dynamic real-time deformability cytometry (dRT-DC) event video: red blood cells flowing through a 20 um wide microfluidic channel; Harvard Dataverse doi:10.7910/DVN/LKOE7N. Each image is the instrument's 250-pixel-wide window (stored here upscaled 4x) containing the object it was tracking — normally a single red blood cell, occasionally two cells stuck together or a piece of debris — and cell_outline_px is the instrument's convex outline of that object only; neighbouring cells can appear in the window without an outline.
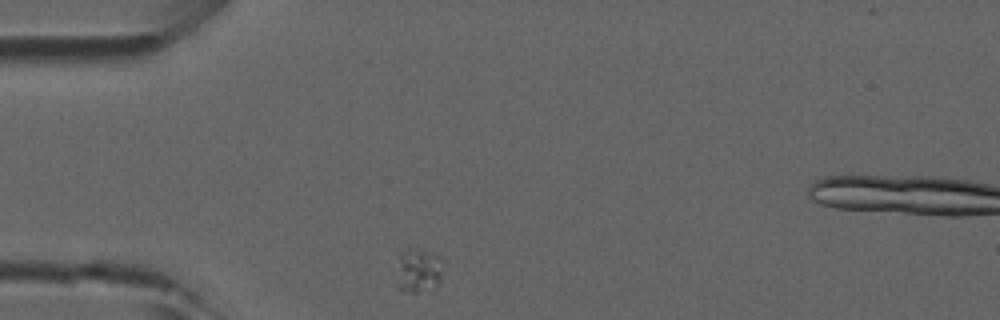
{"species": "common noctule bat (a hibernating species)", "species_latin": "Nyctalus noctula", "temperature_condition": "room temperature", "stored_images_in_passage": 39, "camera_frame_rate_fps": 3000, "um_per_image_px": 0.085, "animal": {"sex": "male", "forearm_length_mm": 52.5}, "frame": {"image": 1, "passage_image": 1, "time_ms": 0.0, "image_size_px": [1000, 320], "cell_outline_px": [[440, 280], [432, 288], [416, 292], [412, 292], [396, 288], [400, 252], [408, 248], [412, 248], [440, 256]], "centroid_in_image_um": [35.51, 22.99], "position_along_channel_um": 49.5, "area_um2": 11.5}}
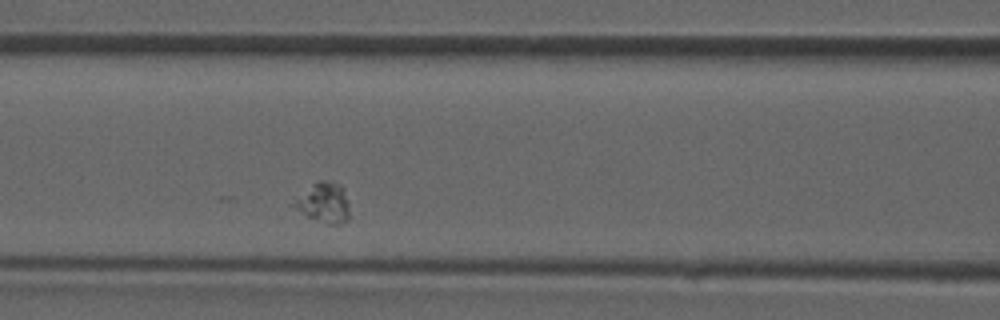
{"frame": {"image": 2, "passage_image": 9, "time_ms": 2.667, "image_size_px": [1000, 320], "cell_outline_px": [[348, 220], [340, 224], [324, 224], [308, 216], [292, 204], [316, 180], [332, 180], [340, 184], [344, 188], [348, 200]], "centroid_in_image_um": [27.59, 17.21], "position_along_channel_um": 139.0, "area_um2": 12.83}}
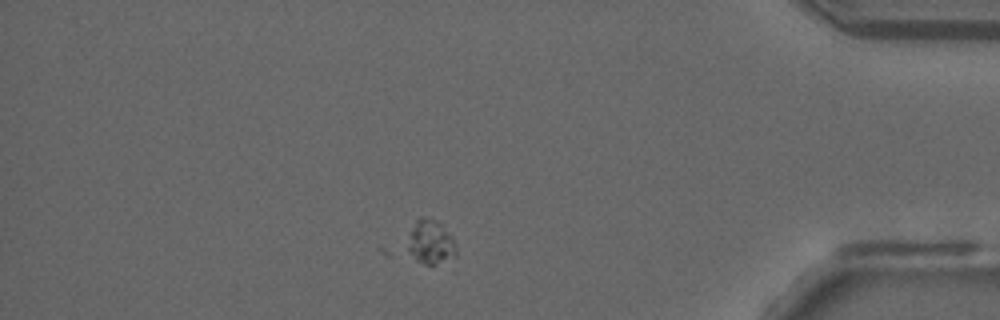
{"frame": {"image": 3, "passage_image": 31, "time_ms": 10.0, "image_size_px": [1000, 320], "cell_outline_px": [[456, 256], [432, 264], [424, 264], [416, 260], [408, 248], [412, 232], [416, 220], [428, 216], [436, 220], [452, 236], [456, 248]], "centroid_in_image_um": [36.64, 20.57], "position_along_channel_um": 398.6, "area_um2": 11.85}}